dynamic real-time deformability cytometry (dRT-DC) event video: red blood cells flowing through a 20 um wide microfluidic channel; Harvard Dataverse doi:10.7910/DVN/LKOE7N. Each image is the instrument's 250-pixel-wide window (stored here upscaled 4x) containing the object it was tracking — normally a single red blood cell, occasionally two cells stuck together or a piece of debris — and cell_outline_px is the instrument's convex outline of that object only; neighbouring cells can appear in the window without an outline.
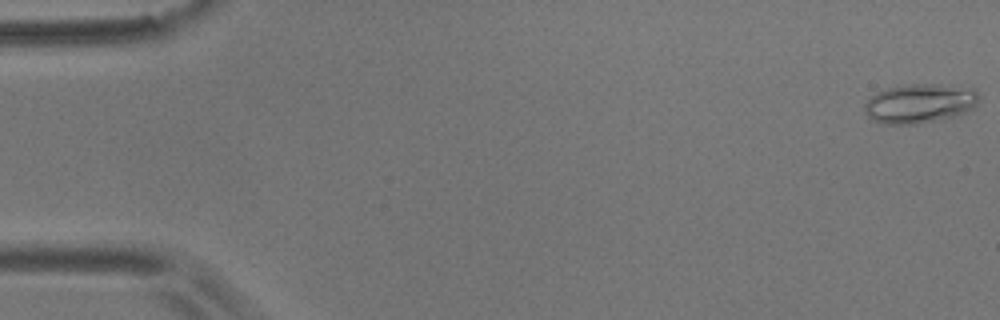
{"species": "common noctule bat (a hibernating species)", "species_latin": "Nyctalus noctula", "temperature_condition": "room temperature", "stored_images_in_passage": 9, "camera_frame_rate_fps": 3000, "um_per_image_px": 0.085, "animal": {"sex": "male", "body_mass_g": 17.9}, "frame": {"image": 1, "passage_image": 1, "time_ms": 0.0, "image_size_px": [1000, 320], "cell_outline_px": [[980, 100], [972, 108], [956, 116], [916, 124], [880, 124], [872, 120], [864, 112], [864, 104], [876, 92], [888, 88], [904, 84], [936, 84], [976, 88], [980, 96]], "centroid_in_image_um": [78.18, 8.78], "position_along_channel_um": 6.8, "area_um2": 26.47}}
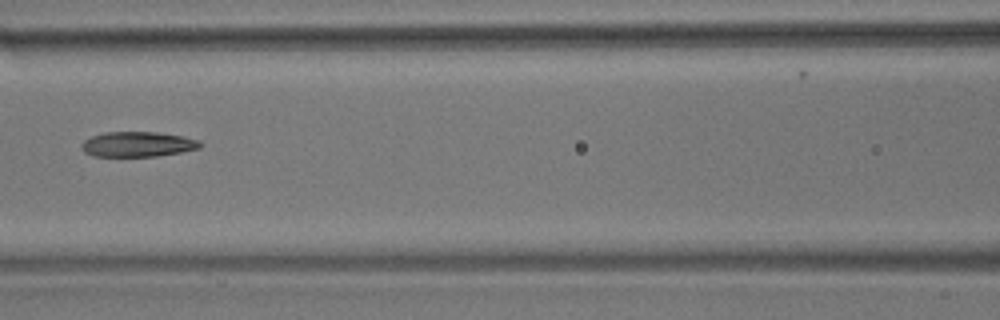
{"frame": {"image": 2, "passage_image": 7, "time_ms": 8.0, "image_size_px": [1000, 320], "cell_outline_px": [[204, 144], [200, 148], [180, 152], [156, 156], [92, 156], [84, 152], [80, 148], [80, 144], [84, 140], [92, 136], [104, 132], [156, 132], [184, 136], [200, 140]], "centroid_in_image_um": [11.71, 12.26], "position_along_channel_um": 154.9, "area_um2": 17.51}}
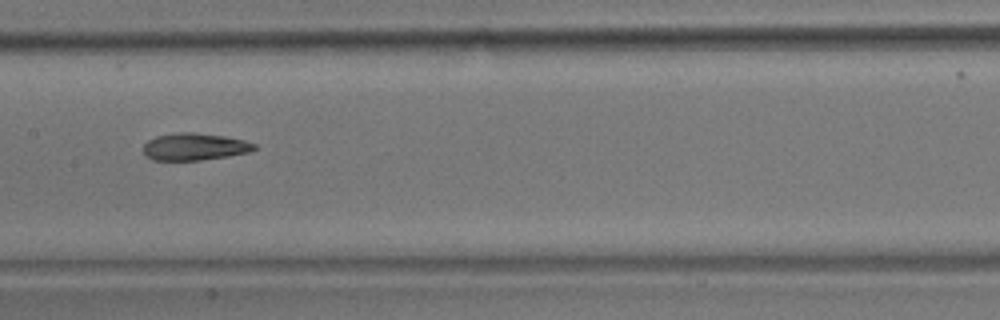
{"frame": {"image": 3, "passage_image": 8, "time_ms": 9.0, "image_size_px": [1000, 320], "cell_outline_px": [[256, 148], [248, 152], [228, 156], [200, 160], [152, 160], [144, 156], [144, 144], [148, 140], [156, 136], [176, 132], [192, 132], [224, 136], [244, 140], [256, 144]], "centroid_in_image_um": [16.5, 12.47], "position_along_channel_um": 190.9, "area_um2": 17.57}}